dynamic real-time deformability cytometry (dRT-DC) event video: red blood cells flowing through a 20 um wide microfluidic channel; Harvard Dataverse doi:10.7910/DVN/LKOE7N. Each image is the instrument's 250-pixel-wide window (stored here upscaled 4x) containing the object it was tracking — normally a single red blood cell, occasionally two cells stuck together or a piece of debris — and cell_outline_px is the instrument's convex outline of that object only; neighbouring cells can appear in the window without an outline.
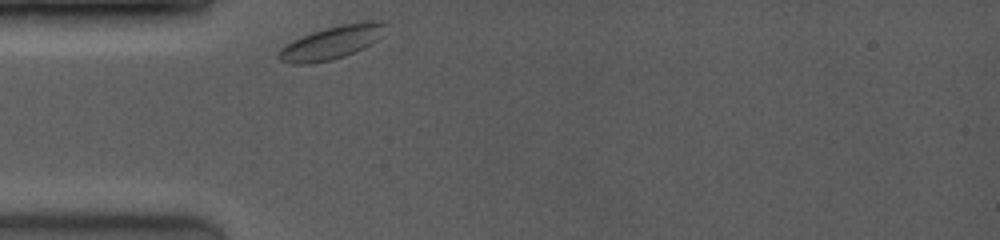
{"species": "common noctule bat (a hibernating species)", "species_latin": "Nyctalus noctula", "temperature_condition": "room temperature", "stored_images_in_passage": 14, "camera_frame_rate_fps": 4000, "um_per_image_px": 0.085, "animal": {"sex": "female", "body_mass_g": 19.0, "forearm_length_mm": 53.3}, "frame": {"image": 1, "passage_image": 1, "time_ms": 0.0, "image_size_px": [1000, 240], "cell_outline_px": [[388, 24], [376, 40], [344, 56], [328, 60], [304, 64], [292, 64], [280, 60], [276, 56], [280, 48], [312, 32], [344, 24]], "centroid_in_image_um": [28.04, 3.68], "position_along_channel_um": 57.0, "area_um2": 19.07}}
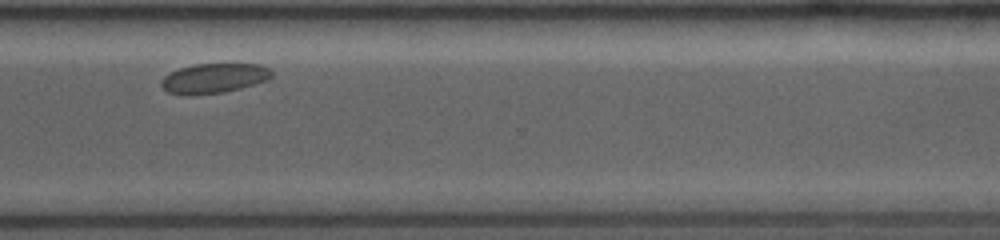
{"frame": {"image": 2, "passage_image": 12, "time_ms": 2.75, "image_size_px": [1000, 240], "cell_outline_px": [[272, 76], [264, 80], [240, 88], [224, 92], [188, 96], [168, 92], [160, 84], [164, 76], [180, 68], [196, 64], [260, 64], [268, 68], [272, 72]], "centroid_in_image_um": [18.15, 6.66], "position_along_channel_um": 352.4, "area_um2": 18.9}}
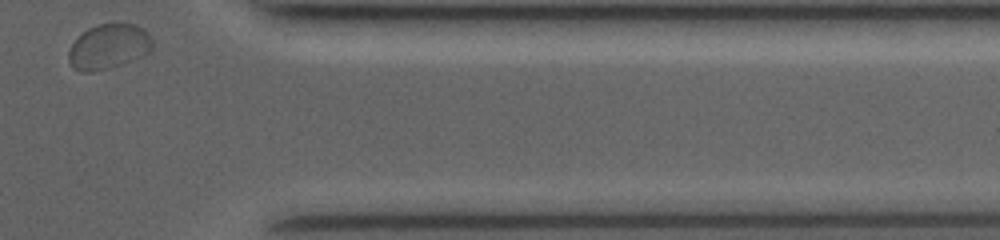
{"frame": {"image": 3, "passage_image": 14, "time_ms": 3.25, "image_size_px": [1000, 240], "cell_outline_px": [[152, 52], [144, 56], [112, 68], [88, 72], [84, 72], [76, 68], [68, 60], [68, 52], [72, 44], [88, 28], [96, 24], [112, 20], [116, 20], [136, 24], [148, 32], [152, 40]], "centroid_in_image_um": [9.3, 3.91], "position_along_channel_um": 402.1, "area_um2": 22.6}}